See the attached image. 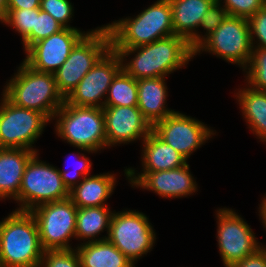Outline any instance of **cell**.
I'll use <instances>...</instances> for the list:
<instances>
[{"instance_id":"obj_1","label":"cell","mask_w":266,"mask_h":267,"mask_svg":"<svg viewBox=\"0 0 266 267\" xmlns=\"http://www.w3.org/2000/svg\"><path fill=\"white\" fill-rule=\"evenodd\" d=\"M112 49L119 54L122 69L136 80L167 77L194 59L189 42L178 35L135 48Z\"/></svg>"},{"instance_id":"obj_2","label":"cell","mask_w":266,"mask_h":267,"mask_svg":"<svg viewBox=\"0 0 266 267\" xmlns=\"http://www.w3.org/2000/svg\"><path fill=\"white\" fill-rule=\"evenodd\" d=\"M44 249L30 211L14 210L0 221V267H40Z\"/></svg>"},{"instance_id":"obj_3","label":"cell","mask_w":266,"mask_h":267,"mask_svg":"<svg viewBox=\"0 0 266 267\" xmlns=\"http://www.w3.org/2000/svg\"><path fill=\"white\" fill-rule=\"evenodd\" d=\"M111 48H135L174 34L169 0H157L134 17L128 16L105 25Z\"/></svg>"},{"instance_id":"obj_4","label":"cell","mask_w":266,"mask_h":267,"mask_svg":"<svg viewBox=\"0 0 266 267\" xmlns=\"http://www.w3.org/2000/svg\"><path fill=\"white\" fill-rule=\"evenodd\" d=\"M7 80L3 93L13 104L42 113L49 121L64 104L53 73L38 72L23 61Z\"/></svg>"},{"instance_id":"obj_5","label":"cell","mask_w":266,"mask_h":267,"mask_svg":"<svg viewBox=\"0 0 266 267\" xmlns=\"http://www.w3.org/2000/svg\"><path fill=\"white\" fill-rule=\"evenodd\" d=\"M52 120L56 136L70 146L97 153L107 148L103 108L75 106L65 101Z\"/></svg>"},{"instance_id":"obj_6","label":"cell","mask_w":266,"mask_h":267,"mask_svg":"<svg viewBox=\"0 0 266 267\" xmlns=\"http://www.w3.org/2000/svg\"><path fill=\"white\" fill-rule=\"evenodd\" d=\"M110 48L111 37L105 25L91 29L76 44L65 63L54 73L57 89L64 99Z\"/></svg>"},{"instance_id":"obj_7","label":"cell","mask_w":266,"mask_h":267,"mask_svg":"<svg viewBox=\"0 0 266 267\" xmlns=\"http://www.w3.org/2000/svg\"><path fill=\"white\" fill-rule=\"evenodd\" d=\"M36 153L27 163L18 194V211H31L38 205L69 198L59 168L39 159Z\"/></svg>"},{"instance_id":"obj_8","label":"cell","mask_w":266,"mask_h":267,"mask_svg":"<svg viewBox=\"0 0 266 267\" xmlns=\"http://www.w3.org/2000/svg\"><path fill=\"white\" fill-rule=\"evenodd\" d=\"M252 49L248 19L228 15L214 32L194 49V58L206 52L236 64L243 71L249 63Z\"/></svg>"},{"instance_id":"obj_9","label":"cell","mask_w":266,"mask_h":267,"mask_svg":"<svg viewBox=\"0 0 266 267\" xmlns=\"http://www.w3.org/2000/svg\"><path fill=\"white\" fill-rule=\"evenodd\" d=\"M107 239L135 265L154 249L157 238L147 215L127 208L112 213Z\"/></svg>"},{"instance_id":"obj_10","label":"cell","mask_w":266,"mask_h":267,"mask_svg":"<svg viewBox=\"0 0 266 267\" xmlns=\"http://www.w3.org/2000/svg\"><path fill=\"white\" fill-rule=\"evenodd\" d=\"M1 96L0 148H23L39 153L34 143L50 121L42 113L13 104L3 93Z\"/></svg>"},{"instance_id":"obj_11","label":"cell","mask_w":266,"mask_h":267,"mask_svg":"<svg viewBox=\"0 0 266 267\" xmlns=\"http://www.w3.org/2000/svg\"><path fill=\"white\" fill-rule=\"evenodd\" d=\"M77 209L67 198L38 205L30 211L36 219L44 250L76 248L70 242L75 238Z\"/></svg>"},{"instance_id":"obj_12","label":"cell","mask_w":266,"mask_h":267,"mask_svg":"<svg viewBox=\"0 0 266 267\" xmlns=\"http://www.w3.org/2000/svg\"><path fill=\"white\" fill-rule=\"evenodd\" d=\"M217 225V246L223 266L231 267L261 248L251 226L232 208L215 210Z\"/></svg>"},{"instance_id":"obj_13","label":"cell","mask_w":266,"mask_h":267,"mask_svg":"<svg viewBox=\"0 0 266 267\" xmlns=\"http://www.w3.org/2000/svg\"><path fill=\"white\" fill-rule=\"evenodd\" d=\"M152 131L187 161L197 149L216 135V130L207 124L180 111L158 121L152 126Z\"/></svg>"},{"instance_id":"obj_14","label":"cell","mask_w":266,"mask_h":267,"mask_svg":"<svg viewBox=\"0 0 266 267\" xmlns=\"http://www.w3.org/2000/svg\"><path fill=\"white\" fill-rule=\"evenodd\" d=\"M123 171L132 188L152 191L160 198L180 199L199 190L188 162L175 169L156 172H139L133 167H126Z\"/></svg>"},{"instance_id":"obj_15","label":"cell","mask_w":266,"mask_h":267,"mask_svg":"<svg viewBox=\"0 0 266 267\" xmlns=\"http://www.w3.org/2000/svg\"><path fill=\"white\" fill-rule=\"evenodd\" d=\"M122 69L119 54L110 48L65 99L70 105L103 108L109 86Z\"/></svg>"},{"instance_id":"obj_16","label":"cell","mask_w":266,"mask_h":267,"mask_svg":"<svg viewBox=\"0 0 266 267\" xmlns=\"http://www.w3.org/2000/svg\"><path fill=\"white\" fill-rule=\"evenodd\" d=\"M89 31L64 28L31 45L25 51L23 62L35 71L54 74Z\"/></svg>"},{"instance_id":"obj_17","label":"cell","mask_w":266,"mask_h":267,"mask_svg":"<svg viewBox=\"0 0 266 267\" xmlns=\"http://www.w3.org/2000/svg\"><path fill=\"white\" fill-rule=\"evenodd\" d=\"M107 148L143 141L152 131L151 124L137 106H104Z\"/></svg>"},{"instance_id":"obj_18","label":"cell","mask_w":266,"mask_h":267,"mask_svg":"<svg viewBox=\"0 0 266 267\" xmlns=\"http://www.w3.org/2000/svg\"><path fill=\"white\" fill-rule=\"evenodd\" d=\"M36 153L23 148H0V201L7 199L18 203L26 165Z\"/></svg>"},{"instance_id":"obj_19","label":"cell","mask_w":266,"mask_h":267,"mask_svg":"<svg viewBox=\"0 0 266 267\" xmlns=\"http://www.w3.org/2000/svg\"><path fill=\"white\" fill-rule=\"evenodd\" d=\"M166 81V77L137 79V107L151 126L176 112L166 105L168 98Z\"/></svg>"},{"instance_id":"obj_20","label":"cell","mask_w":266,"mask_h":267,"mask_svg":"<svg viewBox=\"0 0 266 267\" xmlns=\"http://www.w3.org/2000/svg\"><path fill=\"white\" fill-rule=\"evenodd\" d=\"M116 176L112 172L85 176L70 191L69 198L77 208L108 206L107 199L112 196L117 186L118 178Z\"/></svg>"},{"instance_id":"obj_21","label":"cell","mask_w":266,"mask_h":267,"mask_svg":"<svg viewBox=\"0 0 266 267\" xmlns=\"http://www.w3.org/2000/svg\"><path fill=\"white\" fill-rule=\"evenodd\" d=\"M141 171L156 172L184 166L188 161L153 131L141 142Z\"/></svg>"},{"instance_id":"obj_22","label":"cell","mask_w":266,"mask_h":267,"mask_svg":"<svg viewBox=\"0 0 266 267\" xmlns=\"http://www.w3.org/2000/svg\"><path fill=\"white\" fill-rule=\"evenodd\" d=\"M243 119L249 130L266 143V91L251 88L247 84L234 92Z\"/></svg>"},{"instance_id":"obj_23","label":"cell","mask_w":266,"mask_h":267,"mask_svg":"<svg viewBox=\"0 0 266 267\" xmlns=\"http://www.w3.org/2000/svg\"><path fill=\"white\" fill-rule=\"evenodd\" d=\"M216 0H169L174 34L188 42L199 33L203 16Z\"/></svg>"},{"instance_id":"obj_24","label":"cell","mask_w":266,"mask_h":267,"mask_svg":"<svg viewBox=\"0 0 266 267\" xmlns=\"http://www.w3.org/2000/svg\"><path fill=\"white\" fill-rule=\"evenodd\" d=\"M109 206L78 208L76 215L75 239L81 243L105 240L109 235L112 213ZM104 230L106 235H102Z\"/></svg>"},{"instance_id":"obj_25","label":"cell","mask_w":266,"mask_h":267,"mask_svg":"<svg viewBox=\"0 0 266 267\" xmlns=\"http://www.w3.org/2000/svg\"><path fill=\"white\" fill-rule=\"evenodd\" d=\"M76 246L81 267H136L108 239Z\"/></svg>"},{"instance_id":"obj_26","label":"cell","mask_w":266,"mask_h":267,"mask_svg":"<svg viewBox=\"0 0 266 267\" xmlns=\"http://www.w3.org/2000/svg\"><path fill=\"white\" fill-rule=\"evenodd\" d=\"M137 80L121 69L109 86L104 106H137Z\"/></svg>"},{"instance_id":"obj_27","label":"cell","mask_w":266,"mask_h":267,"mask_svg":"<svg viewBox=\"0 0 266 267\" xmlns=\"http://www.w3.org/2000/svg\"><path fill=\"white\" fill-rule=\"evenodd\" d=\"M243 72L244 82L248 86L266 91V48L253 47L249 63Z\"/></svg>"},{"instance_id":"obj_28","label":"cell","mask_w":266,"mask_h":267,"mask_svg":"<svg viewBox=\"0 0 266 267\" xmlns=\"http://www.w3.org/2000/svg\"><path fill=\"white\" fill-rule=\"evenodd\" d=\"M64 29L62 24L56 21L49 13H46L40 8L35 9V22L31 30V34L21 42L24 52L34 43L48 38L52 34L58 33Z\"/></svg>"},{"instance_id":"obj_29","label":"cell","mask_w":266,"mask_h":267,"mask_svg":"<svg viewBox=\"0 0 266 267\" xmlns=\"http://www.w3.org/2000/svg\"><path fill=\"white\" fill-rule=\"evenodd\" d=\"M227 16V10L216 0L203 16L199 28H202L204 33L201 31L197 33L189 41V46L194 50L205 38L214 32Z\"/></svg>"},{"instance_id":"obj_30","label":"cell","mask_w":266,"mask_h":267,"mask_svg":"<svg viewBox=\"0 0 266 267\" xmlns=\"http://www.w3.org/2000/svg\"><path fill=\"white\" fill-rule=\"evenodd\" d=\"M85 152V153H92V154H96L97 152L95 151H89L86 150L84 148H80L78 147V153L80 154H69L70 156L68 157V160L72 159V156L75 155L76 157V166L75 169L72 171H67V170H61L59 169V172L61 174V178L62 181L64 182L65 186L67 187V189L69 191H71L75 186H77L83 179L85 176H89L91 175L90 171L92 168V162L89 159V157H86L85 153H82L81 151ZM81 152V153H80ZM75 163V162H74ZM73 163V164H74ZM68 167V166H67Z\"/></svg>"},{"instance_id":"obj_31","label":"cell","mask_w":266,"mask_h":267,"mask_svg":"<svg viewBox=\"0 0 266 267\" xmlns=\"http://www.w3.org/2000/svg\"><path fill=\"white\" fill-rule=\"evenodd\" d=\"M35 9H7L5 18L0 22L4 23L17 32L23 42L34 27Z\"/></svg>"},{"instance_id":"obj_32","label":"cell","mask_w":266,"mask_h":267,"mask_svg":"<svg viewBox=\"0 0 266 267\" xmlns=\"http://www.w3.org/2000/svg\"><path fill=\"white\" fill-rule=\"evenodd\" d=\"M73 5L70 0H41L40 10L49 13L64 28L79 29L70 25L74 16Z\"/></svg>"},{"instance_id":"obj_33","label":"cell","mask_w":266,"mask_h":267,"mask_svg":"<svg viewBox=\"0 0 266 267\" xmlns=\"http://www.w3.org/2000/svg\"><path fill=\"white\" fill-rule=\"evenodd\" d=\"M40 267H81V262L75 248L45 250Z\"/></svg>"},{"instance_id":"obj_34","label":"cell","mask_w":266,"mask_h":267,"mask_svg":"<svg viewBox=\"0 0 266 267\" xmlns=\"http://www.w3.org/2000/svg\"><path fill=\"white\" fill-rule=\"evenodd\" d=\"M228 15L249 19L266 3L263 0H217Z\"/></svg>"},{"instance_id":"obj_35","label":"cell","mask_w":266,"mask_h":267,"mask_svg":"<svg viewBox=\"0 0 266 267\" xmlns=\"http://www.w3.org/2000/svg\"><path fill=\"white\" fill-rule=\"evenodd\" d=\"M252 47L266 48V4L249 19Z\"/></svg>"},{"instance_id":"obj_36","label":"cell","mask_w":266,"mask_h":267,"mask_svg":"<svg viewBox=\"0 0 266 267\" xmlns=\"http://www.w3.org/2000/svg\"><path fill=\"white\" fill-rule=\"evenodd\" d=\"M231 267H266V253L260 248L254 254L245 257Z\"/></svg>"},{"instance_id":"obj_37","label":"cell","mask_w":266,"mask_h":267,"mask_svg":"<svg viewBox=\"0 0 266 267\" xmlns=\"http://www.w3.org/2000/svg\"><path fill=\"white\" fill-rule=\"evenodd\" d=\"M41 0H7V9H36L40 8Z\"/></svg>"},{"instance_id":"obj_38","label":"cell","mask_w":266,"mask_h":267,"mask_svg":"<svg viewBox=\"0 0 266 267\" xmlns=\"http://www.w3.org/2000/svg\"><path fill=\"white\" fill-rule=\"evenodd\" d=\"M261 204H259L258 207V211H259V216H260V220L261 223L263 225V228H265L266 230V194L262 197V199L260 200Z\"/></svg>"},{"instance_id":"obj_39","label":"cell","mask_w":266,"mask_h":267,"mask_svg":"<svg viewBox=\"0 0 266 267\" xmlns=\"http://www.w3.org/2000/svg\"><path fill=\"white\" fill-rule=\"evenodd\" d=\"M7 14V0H0V22Z\"/></svg>"},{"instance_id":"obj_40","label":"cell","mask_w":266,"mask_h":267,"mask_svg":"<svg viewBox=\"0 0 266 267\" xmlns=\"http://www.w3.org/2000/svg\"><path fill=\"white\" fill-rule=\"evenodd\" d=\"M261 248L265 251L266 253V245H263V243L261 242Z\"/></svg>"}]
</instances>
